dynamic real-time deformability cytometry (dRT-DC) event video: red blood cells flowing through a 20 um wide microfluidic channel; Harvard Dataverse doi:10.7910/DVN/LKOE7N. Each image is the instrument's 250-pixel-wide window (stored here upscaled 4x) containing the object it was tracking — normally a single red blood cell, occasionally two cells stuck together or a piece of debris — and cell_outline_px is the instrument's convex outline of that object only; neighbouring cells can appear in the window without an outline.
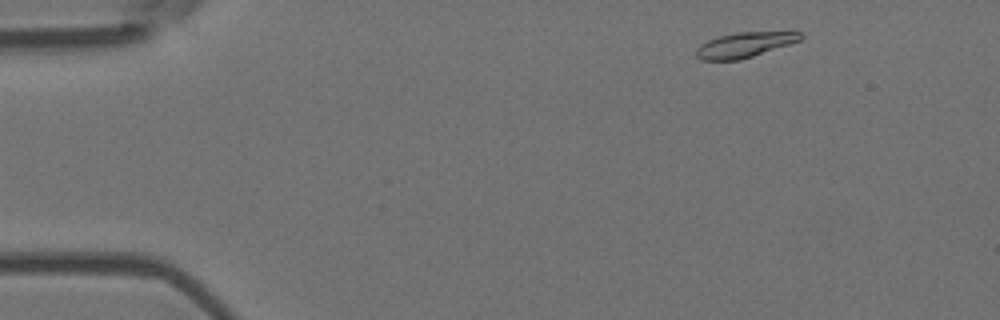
{"species": "Egyptian fruit bat (a non-hibernating species)", "species_latin": "Rousettus aegyptiacus", "temperature_condition": "room temperature", "stored_images_in_passage": 4, "camera_frame_rate_fps": 3000, "um_per_image_px": 0.085, "animal": {"sex": "female"}, "frame": {"image": 1, "passage_image": 1, "time_ms": 0.0, "image_size_px": [1000, 320], "cell_outline_px": [[804, 36], [800, 40], [740, 60], [700, 60], [696, 56], [696, 48], [700, 44], [708, 40], [720, 36], [736, 32], [804, 32]], "centroid_in_image_um": [63.26, 3.81], "position_along_channel_um": 21.7, "area_um2": 15.09}}
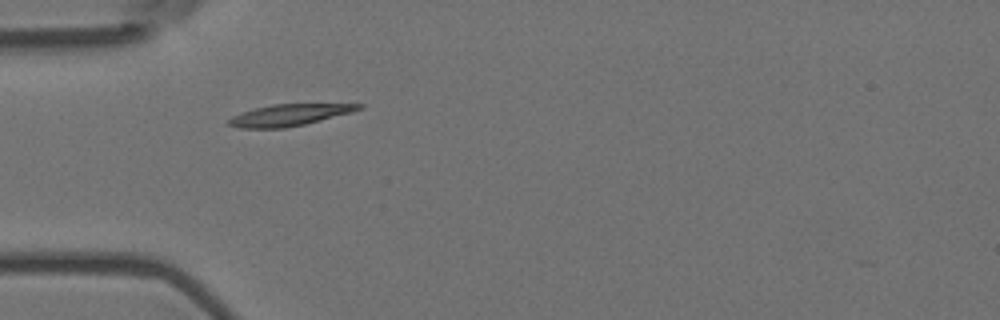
{"frame": {"image": 2, "passage_image": 3, "time_ms": 0.667, "image_size_px": [1000, 320], "cell_outline_px": [[364, 108], [352, 112], [304, 124], [284, 128], [240, 128], [228, 124], [228, 120], [232, 116], [256, 108], [272, 104], [364, 104]], "centroid_in_image_um": [24.61, 9.77], "position_along_channel_um": 60.4, "area_um2": 16.07}}
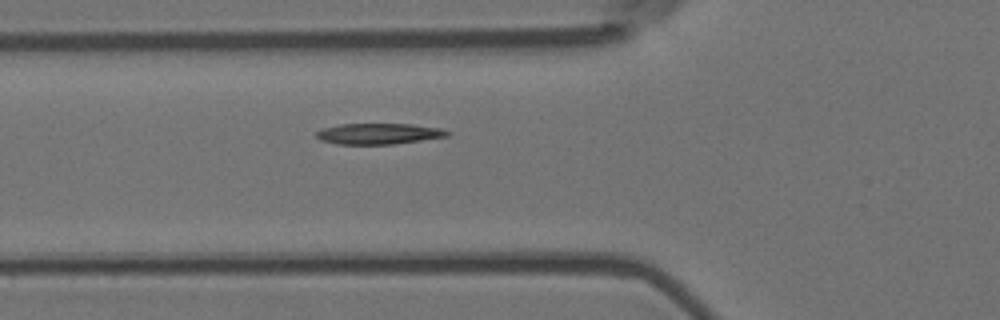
{"frame": {"image": 3, "passage_image": 4, "time_ms": 1.0, "image_size_px": [1000, 320], "cell_outline_px": [[452, 132], [448, 136], [392, 144], [336, 144], [320, 140], [316, 136], [316, 132], [324, 128], [340, 124], [412, 124], [444, 128]], "centroid_in_image_um": [32.23, 11.36], "position_along_channel_um": 93.6, "area_um2": 15.95}}